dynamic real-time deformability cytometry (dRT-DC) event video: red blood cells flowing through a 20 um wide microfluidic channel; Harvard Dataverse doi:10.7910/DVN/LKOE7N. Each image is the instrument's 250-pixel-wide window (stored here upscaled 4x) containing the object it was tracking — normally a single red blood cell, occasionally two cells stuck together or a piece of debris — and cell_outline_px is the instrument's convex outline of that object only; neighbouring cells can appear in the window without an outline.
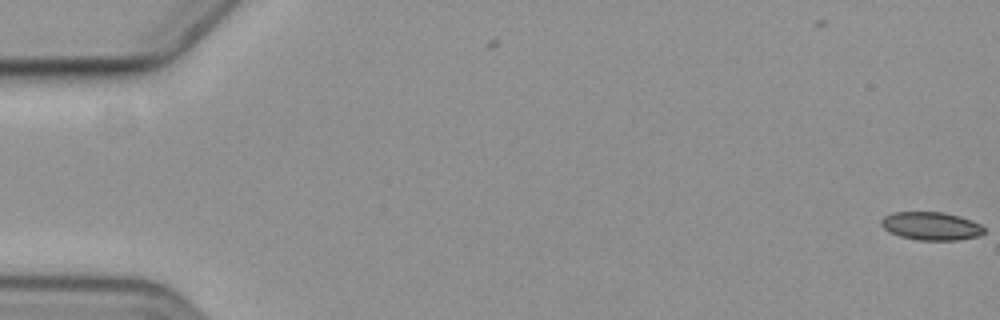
{"species": "common noctule bat (a hibernating species)", "species_latin": "Nyctalus noctula", "temperature_condition": "cold", "stored_images_in_passage": 6, "camera_frame_rate_fps": 3000, "um_per_image_px": 0.085, "animal": {"sex": "female", "body_mass_g": 19.3, "forearm_length_mm": 54.1}, "frame": {"image": 1, "passage_image": 1, "time_ms": 0.0, "image_size_px": [1000, 320], "cell_outline_px": [[984, 232], [980, 236], [960, 240], [916, 240], [900, 236], [888, 232], [880, 224], [880, 220], [884, 216], [892, 212], [940, 212], [960, 216], [972, 220], [980, 224], [984, 228]], "centroid_in_image_um": [79.14, 19.22], "position_along_channel_um": 5.9, "area_um2": 17.05}}
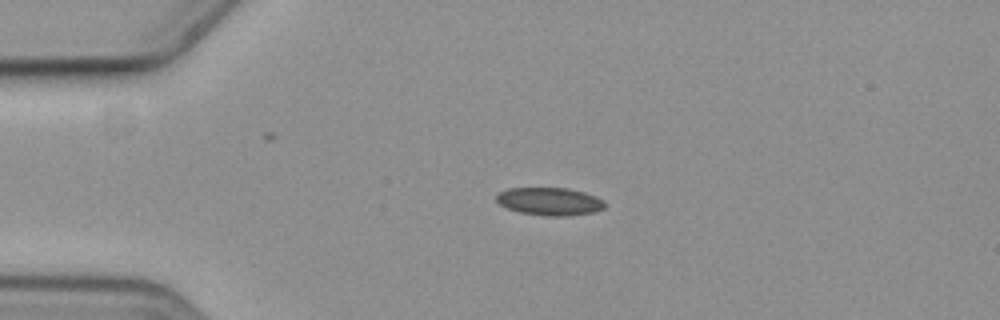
{"frame": {"image": 2, "passage_image": 5, "time_ms": 4.667, "image_size_px": [1000, 320], "cell_outline_px": [[604, 208], [592, 212], [568, 216], [544, 216], [520, 212], [504, 208], [496, 200], [496, 196], [500, 192], [508, 188], [568, 188], [584, 192], [596, 196], [604, 200]], "centroid_in_image_um": [46.7, 17.12], "position_along_channel_um": 38.3, "area_um2": 17.63}}